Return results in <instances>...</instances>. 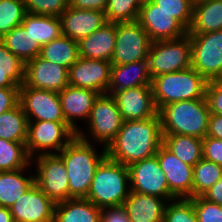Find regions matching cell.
Wrapping results in <instances>:
<instances>
[{
	"instance_id": "obj_35",
	"label": "cell",
	"mask_w": 222,
	"mask_h": 222,
	"mask_svg": "<svg viewBox=\"0 0 222 222\" xmlns=\"http://www.w3.org/2000/svg\"><path fill=\"white\" fill-rule=\"evenodd\" d=\"M26 13L24 0H0V39L21 25Z\"/></svg>"
},
{
	"instance_id": "obj_11",
	"label": "cell",
	"mask_w": 222,
	"mask_h": 222,
	"mask_svg": "<svg viewBox=\"0 0 222 222\" xmlns=\"http://www.w3.org/2000/svg\"><path fill=\"white\" fill-rule=\"evenodd\" d=\"M36 161L35 184L55 204L69 200V180L62 158L58 154H42Z\"/></svg>"
},
{
	"instance_id": "obj_3",
	"label": "cell",
	"mask_w": 222,
	"mask_h": 222,
	"mask_svg": "<svg viewBox=\"0 0 222 222\" xmlns=\"http://www.w3.org/2000/svg\"><path fill=\"white\" fill-rule=\"evenodd\" d=\"M158 113L163 135L206 137L211 113L205 98L167 104Z\"/></svg>"
},
{
	"instance_id": "obj_45",
	"label": "cell",
	"mask_w": 222,
	"mask_h": 222,
	"mask_svg": "<svg viewBox=\"0 0 222 222\" xmlns=\"http://www.w3.org/2000/svg\"><path fill=\"white\" fill-rule=\"evenodd\" d=\"M100 222H130L124 205L101 208Z\"/></svg>"
},
{
	"instance_id": "obj_23",
	"label": "cell",
	"mask_w": 222,
	"mask_h": 222,
	"mask_svg": "<svg viewBox=\"0 0 222 222\" xmlns=\"http://www.w3.org/2000/svg\"><path fill=\"white\" fill-rule=\"evenodd\" d=\"M167 203L165 198L130 191L123 205L130 222H164Z\"/></svg>"
},
{
	"instance_id": "obj_18",
	"label": "cell",
	"mask_w": 222,
	"mask_h": 222,
	"mask_svg": "<svg viewBox=\"0 0 222 222\" xmlns=\"http://www.w3.org/2000/svg\"><path fill=\"white\" fill-rule=\"evenodd\" d=\"M124 121L152 118L158 114L151 85L120 90L112 94Z\"/></svg>"
},
{
	"instance_id": "obj_51",
	"label": "cell",
	"mask_w": 222,
	"mask_h": 222,
	"mask_svg": "<svg viewBox=\"0 0 222 222\" xmlns=\"http://www.w3.org/2000/svg\"><path fill=\"white\" fill-rule=\"evenodd\" d=\"M137 1L140 5H143V4H147V3L151 2L152 0H137Z\"/></svg>"
},
{
	"instance_id": "obj_42",
	"label": "cell",
	"mask_w": 222,
	"mask_h": 222,
	"mask_svg": "<svg viewBox=\"0 0 222 222\" xmlns=\"http://www.w3.org/2000/svg\"><path fill=\"white\" fill-rule=\"evenodd\" d=\"M203 158L222 167V140L206 136L202 139Z\"/></svg>"
},
{
	"instance_id": "obj_49",
	"label": "cell",
	"mask_w": 222,
	"mask_h": 222,
	"mask_svg": "<svg viewBox=\"0 0 222 222\" xmlns=\"http://www.w3.org/2000/svg\"><path fill=\"white\" fill-rule=\"evenodd\" d=\"M202 197L207 201L222 206V177Z\"/></svg>"
},
{
	"instance_id": "obj_32",
	"label": "cell",
	"mask_w": 222,
	"mask_h": 222,
	"mask_svg": "<svg viewBox=\"0 0 222 222\" xmlns=\"http://www.w3.org/2000/svg\"><path fill=\"white\" fill-rule=\"evenodd\" d=\"M27 131L28 119L20 103L0 115V139L26 142Z\"/></svg>"
},
{
	"instance_id": "obj_46",
	"label": "cell",
	"mask_w": 222,
	"mask_h": 222,
	"mask_svg": "<svg viewBox=\"0 0 222 222\" xmlns=\"http://www.w3.org/2000/svg\"><path fill=\"white\" fill-rule=\"evenodd\" d=\"M0 67L1 68H25V63L7 49L0 40Z\"/></svg>"
},
{
	"instance_id": "obj_2",
	"label": "cell",
	"mask_w": 222,
	"mask_h": 222,
	"mask_svg": "<svg viewBox=\"0 0 222 222\" xmlns=\"http://www.w3.org/2000/svg\"><path fill=\"white\" fill-rule=\"evenodd\" d=\"M77 135L58 153L62 158L69 186V199L86 198L90 190L95 171L107 156L106 148L96 152L86 136L79 130Z\"/></svg>"
},
{
	"instance_id": "obj_19",
	"label": "cell",
	"mask_w": 222,
	"mask_h": 222,
	"mask_svg": "<svg viewBox=\"0 0 222 222\" xmlns=\"http://www.w3.org/2000/svg\"><path fill=\"white\" fill-rule=\"evenodd\" d=\"M170 193L177 198H192L193 166L182 162L163 144L156 152Z\"/></svg>"
},
{
	"instance_id": "obj_6",
	"label": "cell",
	"mask_w": 222,
	"mask_h": 222,
	"mask_svg": "<svg viewBox=\"0 0 222 222\" xmlns=\"http://www.w3.org/2000/svg\"><path fill=\"white\" fill-rule=\"evenodd\" d=\"M147 60L151 79L161 74L190 68L191 42L189 34L176 39L152 42Z\"/></svg>"
},
{
	"instance_id": "obj_12",
	"label": "cell",
	"mask_w": 222,
	"mask_h": 222,
	"mask_svg": "<svg viewBox=\"0 0 222 222\" xmlns=\"http://www.w3.org/2000/svg\"><path fill=\"white\" fill-rule=\"evenodd\" d=\"M128 170L130 191L165 198L168 202L176 199L169 191L156 155L132 163Z\"/></svg>"
},
{
	"instance_id": "obj_24",
	"label": "cell",
	"mask_w": 222,
	"mask_h": 222,
	"mask_svg": "<svg viewBox=\"0 0 222 222\" xmlns=\"http://www.w3.org/2000/svg\"><path fill=\"white\" fill-rule=\"evenodd\" d=\"M148 60L143 59L125 65H111L110 85L107 94L131 89L142 85H151Z\"/></svg>"
},
{
	"instance_id": "obj_43",
	"label": "cell",
	"mask_w": 222,
	"mask_h": 222,
	"mask_svg": "<svg viewBox=\"0 0 222 222\" xmlns=\"http://www.w3.org/2000/svg\"><path fill=\"white\" fill-rule=\"evenodd\" d=\"M25 68H1L0 88L20 87L24 82Z\"/></svg>"
},
{
	"instance_id": "obj_50",
	"label": "cell",
	"mask_w": 222,
	"mask_h": 222,
	"mask_svg": "<svg viewBox=\"0 0 222 222\" xmlns=\"http://www.w3.org/2000/svg\"><path fill=\"white\" fill-rule=\"evenodd\" d=\"M0 222H14L13 216L8 207H0Z\"/></svg>"
},
{
	"instance_id": "obj_13",
	"label": "cell",
	"mask_w": 222,
	"mask_h": 222,
	"mask_svg": "<svg viewBox=\"0 0 222 222\" xmlns=\"http://www.w3.org/2000/svg\"><path fill=\"white\" fill-rule=\"evenodd\" d=\"M28 121L66 122L58 92L20 86V102Z\"/></svg>"
},
{
	"instance_id": "obj_37",
	"label": "cell",
	"mask_w": 222,
	"mask_h": 222,
	"mask_svg": "<svg viewBox=\"0 0 222 222\" xmlns=\"http://www.w3.org/2000/svg\"><path fill=\"white\" fill-rule=\"evenodd\" d=\"M164 222H198L193 202L189 198H177L166 204Z\"/></svg>"
},
{
	"instance_id": "obj_22",
	"label": "cell",
	"mask_w": 222,
	"mask_h": 222,
	"mask_svg": "<svg viewBox=\"0 0 222 222\" xmlns=\"http://www.w3.org/2000/svg\"><path fill=\"white\" fill-rule=\"evenodd\" d=\"M116 23L106 22L100 29L78 42L79 56L111 61L115 49Z\"/></svg>"
},
{
	"instance_id": "obj_21",
	"label": "cell",
	"mask_w": 222,
	"mask_h": 222,
	"mask_svg": "<svg viewBox=\"0 0 222 222\" xmlns=\"http://www.w3.org/2000/svg\"><path fill=\"white\" fill-rule=\"evenodd\" d=\"M66 123L77 133V118L87 119L99 93L90 89L66 86L58 93Z\"/></svg>"
},
{
	"instance_id": "obj_40",
	"label": "cell",
	"mask_w": 222,
	"mask_h": 222,
	"mask_svg": "<svg viewBox=\"0 0 222 222\" xmlns=\"http://www.w3.org/2000/svg\"><path fill=\"white\" fill-rule=\"evenodd\" d=\"M189 199L193 202L198 222H222V206L207 201L202 196Z\"/></svg>"
},
{
	"instance_id": "obj_47",
	"label": "cell",
	"mask_w": 222,
	"mask_h": 222,
	"mask_svg": "<svg viewBox=\"0 0 222 222\" xmlns=\"http://www.w3.org/2000/svg\"><path fill=\"white\" fill-rule=\"evenodd\" d=\"M108 0H69V6L78 9L105 11Z\"/></svg>"
},
{
	"instance_id": "obj_14",
	"label": "cell",
	"mask_w": 222,
	"mask_h": 222,
	"mask_svg": "<svg viewBox=\"0 0 222 222\" xmlns=\"http://www.w3.org/2000/svg\"><path fill=\"white\" fill-rule=\"evenodd\" d=\"M111 61L80 57L68 69L70 86L107 94L110 85Z\"/></svg>"
},
{
	"instance_id": "obj_26",
	"label": "cell",
	"mask_w": 222,
	"mask_h": 222,
	"mask_svg": "<svg viewBox=\"0 0 222 222\" xmlns=\"http://www.w3.org/2000/svg\"><path fill=\"white\" fill-rule=\"evenodd\" d=\"M101 208L85 198H72L55 205L54 222H100Z\"/></svg>"
},
{
	"instance_id": "obj_33",
	"label": "cell",
	"mask_w": 222,
	"mask_h": 222,
	"mask_svg": "<svg viewBox=\"0 0 222 222\" xmlns=\"http://www.w3.org/2000/svg\"><path fill=\"white\" fill-rule=\"evenodd\" d=\"M25 143L0 139V172L28 169L32 158Z\"/></svg>"
},
{
	"instance_id": "obj_31",
	"label": "cell",
	"mask_w": 222,
	"mask_h": 222,
	"mask_svg": "<svg viewBox=\"0 0 222 222\" xmlns=\"http://www.w3.org/2000/svg\"><path fill=\"white\" fill-rule=\"evenodd\" d=\"M39 56L69 69L79 58L78 42L62 35L42 46Z\"/></svg>"
},
{
	"instance_id": "obj_10",
	"label": "cell",
	"mask_w": 222,
	"mask_h": 222,
	"mask_svg": "<svg viewBox=\"0 0 222 222\" xmlns=\"http://www.w3.org/2000/svg\"><path fill=\"white\" fill-rule=\"evenodd\" d=\"M124 120L114 97L110 94H99L88 117L89 133L94 141L103 144L104 148L114 141L123 126Z\"/></svg>"
},
{
	"instance_id": "obj_38",
	"label": "cell",
	"mask_w": 222,
	"mask_h": 222,
	"mask_svg": "<svg viewBox=\"0 0 222 222\" xmlns=\"http://www.w3.org/2000/svg\"><path fill=\"white\" fill-rule=\"evenodd\" d=\"M160 9L171 14L187 31L189 30L192 17L193 6L192 0H152Z\"/></svg>"
},
{
	"instance_id": "obj_8",
	"label": "cell",
	"mask_w": 222,
	"mask_h": 222,
	"mask_svg": "<svg viewBox=\"0 0 222 222\" xmlns=\"http://www.w3.org/2000/svg\"><path fill=\"white\" fill-rule=\"evenodd\" d=\"M76 135L66 122L28 121L26 149L31 158L37 152L58 154Z\"/></svg>"
},
{
	"instance_id": "obj_28",
	"label": "cell",
	"mask_w": 222,
	"mask_h": 222,
	"mask_svg": "<svg viewBox=\"0 0 222 222\" xmlns=\"http://www.w3.org/2000/svg\"><path fill=\"white\" fill-rule=\"evenodd\" d=\"M21 25L41 47L63 35L61 21L57 16L26 13Z\"/></svg>"
},
{
	"instance_id": "obj_30",
	"label": "cell",
	"mask_w": 222,
	"mask_h": 222,
	"mask_svg": "<svg viewBox=\"0 0 222 222\" xmlns=\"http://www.w3.org/2000/svg\"><path fill=\"white\" fill-rule=\"evenodd\" d=\"M163 145L182 162L195 166L203 158L202 139L186 135H163Z\"/></svg>"
},
{
	"instance_id": "obj_5",
	"label": "cell",
	"mask_w": 222,
	"mask_h": 222,
	"mask_svg": "<svg viewBox=\"0 0 222 222\" xmlns=\"http://www.w3.org/2000/svg\"><path fill=\"white\" fill-rule=\"evenodd\" d=\"M207 82L192 66L153 77L151 86L157 110L174 102L205 98Z\"/></svg>"
},
{
	"instance_id": "obj_27",
	"label": "cell",
	"mask_w": 222,
	"mask_h": 222,
	"mask_svg": "<svg viewBox=\"0 0 222 222\" xmlns=\"http://www.w3.org/2000/svg\"><path fill=\"white\" fill-rule=\"evenodd\" d=\"M26 168L0 172V207H10L35 184V175H23Z\"/></svg>"
},
{
	"instance_id": "obj_7",
	"label": "cell",
	"mask_w": 222,
	"mask_h": 222,
	"mask_svg": "<svg viewBox=\"0 0 222 222\" xmlns=\"http://www.w3.org/2000/svg\"><path fill=\"white\" fill-rule=\"evenodd\" d=\"M191 42V66L206 81H221L222 30L189 34Z\"/></svg>"
},
{
	"instance_id": "obj_25",
	"label": "cell",
	"mask_w": 222,
	"mask_h": 222,
	"mask_svg": "<svg viewBox=\"0 0 222 222\" xmlns=\"http://www.w3.org/2000/svg\"><path fill=\"white\" fill-rule=\"evenodd\" d=\"M222 30V0H201L194 3L188 34Z\"/></svg>"
},
{
	"instance_id": "obj_39",
	"label": "cell",
	"mask_w": 222,
	"mask_h": 222,
	"mask_svg": "<svg viewBox=\"0 0 222 222\" xmlns=\"http://www.w3.org/2000/svg\"><path fill=\"white\" fill-rule=\"evenodd\" d=\"M27 13L59 17L69 6V0H24Z\"/></svg>"
},
{
	"instance_id": "obj_36",
	"label": "cell",
	"mask_w": 222,
	"mask_h": 222,
	"mask_svg": "<svg viewBox=\"0 0 222 222\" xmlns=\"http://www.w3.org/2000/svg\"><path fill=\"white\" fill-rule=\"evenodd\" d=\"M140 8L137 0H108L106 20L112 23L136 21Z\"/></svg>"
},
{
	"instance_id": "obj_41",
	"label": "cell",
	"mask_w": 222,
	"mask_h": 222,
	"mask_svg": "<svg viewBox=\"0 0 222 222\" xmlns=\"http://www.w3.org/2000/svg\"><path fill=\"white\" fill-rule=\"evenodd\" d=\"M205 99L210 113L222 115V81L207 82Z\"/></svg>"
},
{
	"instance_id": "obj_9",
	"label": "cell",
	"mask_w": 222,
	"mask_h": 222,
	"mask_svg": "<svg viewBox=\"0 0 222 222\" xmlns=\"http://www.w3.org/2000/svg\"><path fill=\"white\" fill-rule=\"evenodd\" d=\"M152 41L139 22L116 23L115 49L111 65H125L148 58Z\"/></svg>"
},
{
	"instance_id": "obj_34",
	"label": "cell",
	"mask_w": 222,
	"mask_h": 222,
	"mask_svg": "<svg viewBox=\"0 0 222 222\" xmlns=\"http://www.w3.org/2000/svg\"><path fill=\"white\" fill-rule=\"evenodd\" d=\"M222 177V167L202 158L193 167L192 197L202 196Z\"/></svg>"
},
{
	"instance_id": "obj_20",
	"label": "cell",
	"mask_w": 222,
	"mask_h": 222,
	"mask_svg": "<svg viewBox=\"0 0 222 222\" xmlns=\"http://www.w3.org/2000/svg\"><path fill=\"white\" fill-rule=\"evenodd\" d=\"M59 18L63 36L77 42L100 29L107 22L105 11L78 9L71 6H68Z\"/></svg>"
},
{
	"instance_id": "obj_29",
	"label": "cell",
	"mask_w": 222,
	"mask_h": 222,
	"mask_svg": "<svg viewBox=\"0 0 222 222\" xmlns=\"http://www.w3.org/2000/svg\"><path fill=\"white\" fill-rule=\"evenodd\" d=\"M0 40L25 64L40 55L41 46L22 25L13 28Z\"/></svg>"
},
{
	"instance_id": "obj_4",
	"label": "cell",
	"mask_w": 222,
	"mask_h": 222,
	"mask_svg": "<svg viewBox=\"0 0 222 222\" xmlns=\"http://www.w3.org/2000/svg\"><path fill=\"white\" fill-rule=\"evenodd\" d=\"M130 193L128 166L106 156L97 167L85 199L97 207L123 205Z\"/></svg>"
},
{
	"instance_id": "obj_16",
	"label": "cell",
	"mask_w": 222,
	"mask_h": 222,
	"mask_svg": "<svg viewBox=\"0 0 222 222\" xmlns=\"http://www.w3.org/2000/svg\"><path fill=\"white\" fill-rule=\"evenodd\" d=\"M55 205L34 184L9 209L14 222H54Z\"/></svg>"
},
{
	"instance_id": "obj_17",
	"label": "cell",
	"mask_w": 222,
	"mask_h": 222,
	"mask_svg": "<svg viewBox=\"0 0 222 222\" xmlns=\"http://www.w3.org/2000/svg\"><path fill=\"white\" fill-rule=\"evenodd\" d=\"M23 84L59 93L69 85L68 69L37 56L25 64Z\"/></svg>"
},
{
	"instance_id": "obj_1",
	"label": "cell",
	"mask_w": 222,
	"mask_h": 222,
	"mask_svg": "<svg viewBox=\"0 0 222 222\" xmlns=\"http://www.w3.org/2000/svg\"><path fill=\"white\" fill-rule=\"evenodd\" d=\"M163 144L159 113L148 119L124 121L114 141L107 147V156L129 166L156 155Z\"/></svg>"
},
{
	"instance_id": "obj_15",
	"label": "cell",
	"mask_w": 222,
	"mask_h": 222,
	"mask_svg": "<svg viewBox=\"0 0 222 222\" xmlns=\"http://www.w3.org/2000/svg\"><path fill=\"white\" fill-rule=\"evenodd\" d=\"M137 21L152 42L176 39L188 33L171 14L160 9L153 1L141 5Z\"/></svg>"
},
{
	"instance_id": "obj_48",
	"label": "cell",
	"mask_w": 222,
	"mask_h": 222,
	"mask_svg": "<svg viewBox=\"0 0 222 222\" xmlns=\"http://www.w3.org/2000/svg\"><path fill=\"white\" fill-rule=\"evenodd\" d=\"M206 136L222 140V115L210 114Z\"/></svg>"
},
{
	"instance_id": "obj_44",
	"label": "cell",
	"mask_w": 222,
	"mask_h": 222,
	"mask_svg": "<svg viewBox=\"0 0 222 222\" xmlns=\"http://www.w3.org/2000/svg\"><path fill=\"white\" fill-rule=\"evenodd\" d=\"M20 102V87L0 88V115L16 107Z\"/></svg>"
}]
</instances>
